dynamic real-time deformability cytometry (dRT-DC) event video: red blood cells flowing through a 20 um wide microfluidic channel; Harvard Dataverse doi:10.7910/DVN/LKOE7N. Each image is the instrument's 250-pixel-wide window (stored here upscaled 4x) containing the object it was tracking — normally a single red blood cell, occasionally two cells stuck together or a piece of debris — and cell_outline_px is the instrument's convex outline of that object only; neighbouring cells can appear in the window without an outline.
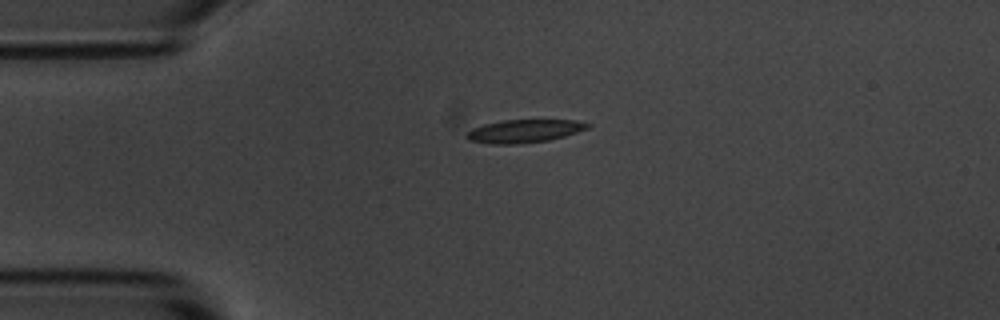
{"species": "common noctule bat (a hibernating species)", "species_latin": "Nyctalus noctula", "temperature_condition": "room temperature", "stored_images_in_passage": 2, "camera_frame_rate_fps": 3000, "um_per_image_px": 0.085, "animal": {"sex": "male", "body_mass_g": 20.1, "forearm_length_mm": 53.5}, "frame": {"image": 1, "passage_image": 1, "time_ms": 0.0, "image_size_px": [1000, 320], "cell_outline_px": [[592, 124], [588, 128], [564, 136], [548, 140], [516, 144], [488, 144], [468, 140], [464, 136], [472, 128], [484, 124], [504, 120], [576, 120]], "centroid_in_image_um": [44.53, 11.14], "position_along_channel_um": 40.5, "area_um2": 16.24}}